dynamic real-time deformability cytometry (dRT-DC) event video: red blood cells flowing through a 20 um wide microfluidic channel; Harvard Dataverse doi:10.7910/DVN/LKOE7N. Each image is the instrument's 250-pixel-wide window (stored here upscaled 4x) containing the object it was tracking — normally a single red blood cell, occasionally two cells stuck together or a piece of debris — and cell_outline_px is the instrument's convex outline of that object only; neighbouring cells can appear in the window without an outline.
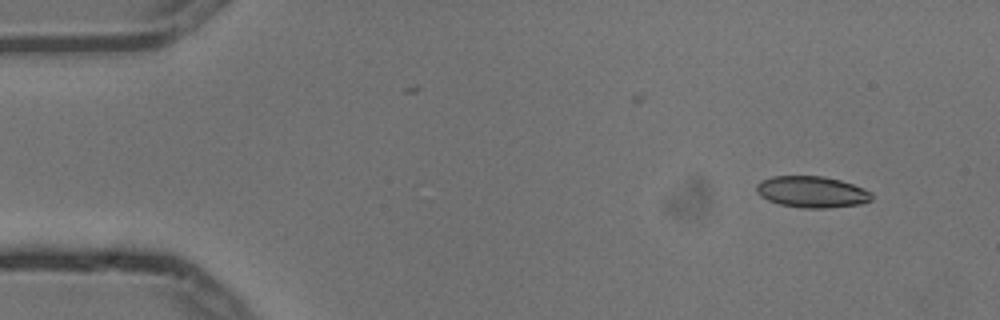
{"species": "common noctule bat (a hibernating species)", "species_latin": "Nyctalus noctula", "temperature_condition": "cold", "stored_images_in_passage": 4, "camera_frame_rate_fps": 3000, "um_per_image_px": 0.085, "animal": {"sex": "male", "body_mass_g": 13.3}, "frame": {"image": 1, "passage_image": 1, "time_ms": 0.0, "image_size_px": [1000, 320], "cell_outline_px": [[872, 200], [860, 204], [828, 208], [800, 208], [780, 204], [768, 200], [760, 196], [756, 192], [756, 184], [760, 180], [772, 176], [824, 176], [840, 180], [864, 188], [872, 192]], "centroid_in_image_um": [69.0, 16.31], "position_along_channel_um": 16.0, "area_um2": 21.27}}
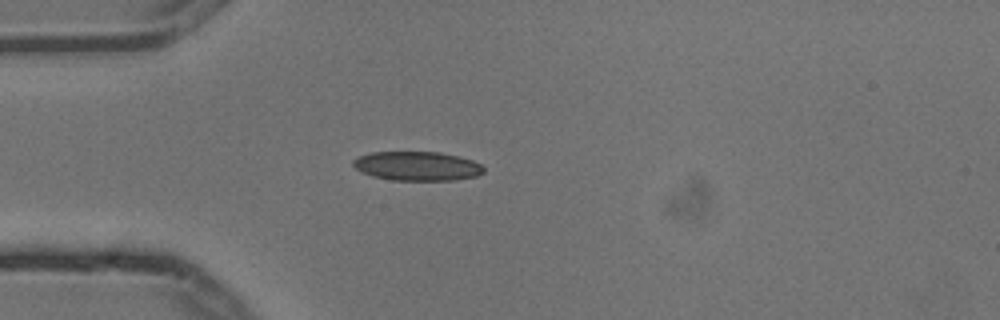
{"frame": {"image": 2, "passage_image": 4, "time_ms": 1.0, "image_size_px": [1000, 320], "cell_outline_px": [[484, 172], [476, 176], [456, 180], [392, 180], [372, 176], [356, 168], [352, 164], [352, 160], [360, 156], [372, 152], [440, 152], [460, 156], [472, 160], [480, 164], [484, 168]], "centroid_in_image_um": [35.48, 14.11], "position_along_channel_um": 49.5, "area_um2": 22.14}}